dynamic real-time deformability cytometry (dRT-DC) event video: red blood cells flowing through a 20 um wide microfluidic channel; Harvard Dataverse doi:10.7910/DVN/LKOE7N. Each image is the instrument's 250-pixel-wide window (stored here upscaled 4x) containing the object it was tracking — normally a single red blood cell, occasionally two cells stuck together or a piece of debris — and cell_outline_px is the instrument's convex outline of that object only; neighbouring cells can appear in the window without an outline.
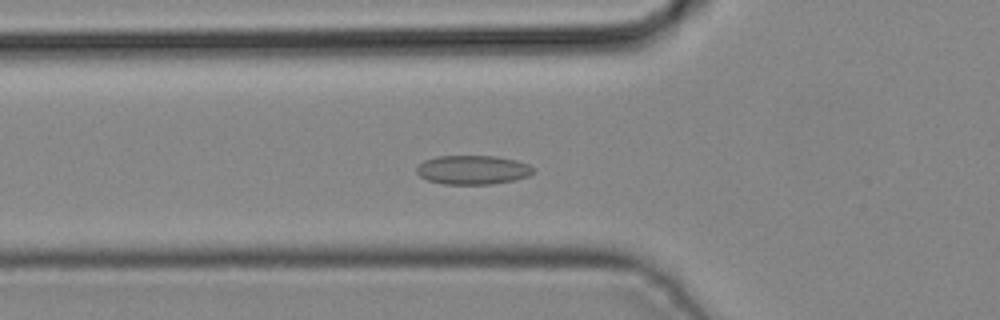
{"species": "common noctule bat (a hibernating species)", "species_latin": "Nyctalus noctula", "temperature_condition": "cold", "stored_images_in_passage": 45, "camera_frame_rate_fps": 3000, "um_per_image_px": 0.085, "animal": {"sex": "male", "body_mass_g": 19.2, "forearm_length_mm": 51.8}, "frame": {"image": 1, "passage_image": 16, "time_ms": 5.0, "image_size_px": [1000, 320], "cell_outline_px": [[536, 172], [528, 176], [516, 180], [492, 184], [444, 184], [428, 180], [420, 176], [416, 172], [416, 168], [424, 160], [436, 156], [496, 156], [516, 160], [528, 164], [536, 168]], "centroid_in_image_um": [40.23, 14.44], "position_along_channel_um": 85.6, "area_um2": 19.94}}
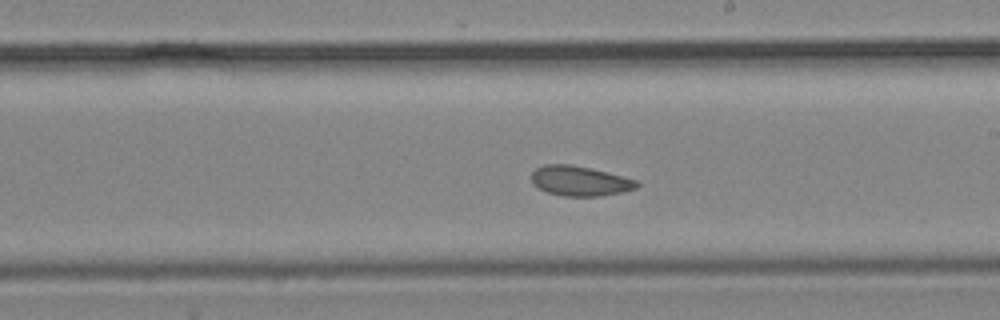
{"frame": {"image": 2, "passage_image": 26, "time_ms": 8.333, "image_size_px": [1000, 320], "cell_outline_px": [[640, 184], [636, 188], [620, 192], [600, 196], [564, 196], [548, 192], [532, 184], [532, 172], [536, 168], [544, 164], [572, 164], [636, 180]], "centroid_in_image_um": [49.24, 15.38], "position_along_channel_um": 239.8, "area_um2": 18.03}}
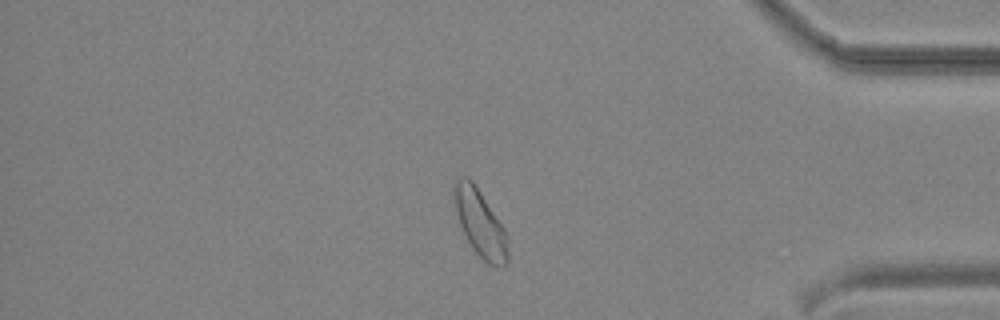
{"frame": {"image": 3, "passage_image": 38, "time_ms": 12.333, "image_size_px": [1000, 320], "cell_outline_px": [[508, 264], [504, 268], [500, 268], [488, 264], [476, 252], [468, 240], [460, 224], [452, 192], [452, 184], [460, 176], [464, 176], [472, 180], [504, 228], [508, 236]], "centroid_in_image_um": [40.83, 18.99], "position_along_channel_um": 394.4, "area_um2": 20.87}}